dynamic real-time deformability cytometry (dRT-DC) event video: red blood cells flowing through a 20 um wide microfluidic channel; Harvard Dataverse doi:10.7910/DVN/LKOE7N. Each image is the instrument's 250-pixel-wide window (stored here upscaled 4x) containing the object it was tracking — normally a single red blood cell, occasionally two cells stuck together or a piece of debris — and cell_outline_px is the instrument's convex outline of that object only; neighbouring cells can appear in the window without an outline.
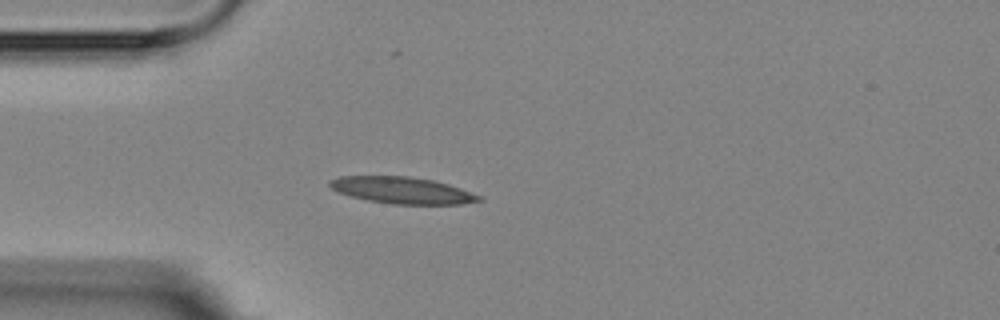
{"species": "Egyptian fruit bat (a non-hibernating species)", "species_latin": "Rousettus aegyptiacus", "temperature_condition": "room temperature", "stored_images_in_passage": 1, "camera_frame_rate_fps": 3000, "um_per_image_px": 0.085, "animal": {"sex": "female"}, "frame": {"image": 1, "passage_image": 1, "time_ms": 0.0, "image_size_px": [1000, 320], "cell_outline_px": [[484, 200], [460, 204], [392, 204], [368, 200], [336, 192], [328, 184], [328, 180], [340, 176], [408, 176], [432, 180], [448, 184], [460, 188], [480, 196]], "centroid_in_image_um": [34.15, 16.17], "position_along_channel_um": 50.9, "area_um2": 23.06}}